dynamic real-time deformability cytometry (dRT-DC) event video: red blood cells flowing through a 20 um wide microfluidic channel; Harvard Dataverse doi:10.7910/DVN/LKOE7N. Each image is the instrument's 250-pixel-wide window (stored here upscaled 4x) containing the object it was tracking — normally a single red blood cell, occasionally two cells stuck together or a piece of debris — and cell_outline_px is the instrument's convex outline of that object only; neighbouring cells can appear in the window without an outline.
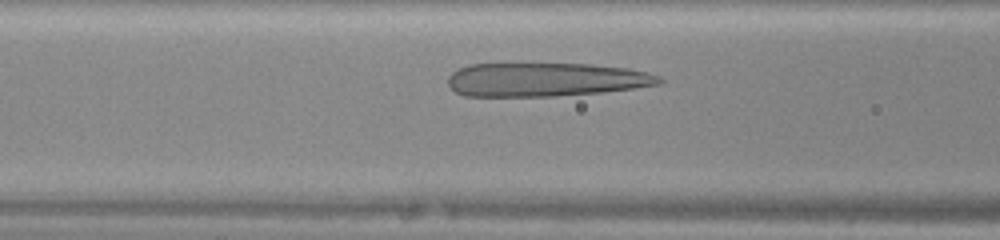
{"species": "human", "species_latin": "Homo sapiens", "temperature_condition": "warm", "stored_images_in_passage": 25, "camera_frame_rate_fps": 3000, "um_per_image_px": 0.085, "donor": {"sex": "female"}, "frame": {"image": 1, "passage_image": 7, "time_ms": 2.0, "image_size_px": [1000, 240], "cell_outline_px": [[664, 84], [604, 92], [552, 96], [464, 96], [456, 92], [448, 84], [448, 76], [452, 72], [468, 64], [592, 64], [628, 68], [648, 72], [660, 76], [664, 80]], "centroid_in_image_um": [46.43, 6.76], "position_along_channel_um": 120.2, "area_um2": 41.73}}
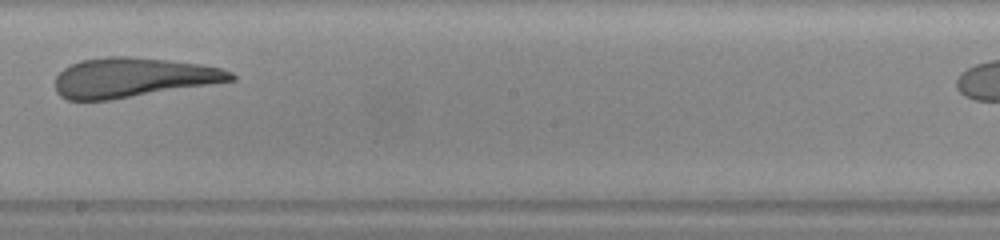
{"frame": {"image": 2, "passage_image": 15, "time_ms": 4.667, "image_size_px": [1000, 240], "cell_outline_px": [[236, 80], [112, 100], [68, 100], [60, 96], [56, 92], [56, 76], [64, 68], [80, 60], [104, 56], [128, 56], [168, 60], [200, 64], [220, 68], [232, 72], [236, 76]], "centroid_in_image_um": [11.28, 6.59], "position_along_channel_um": 236.9, "area_um2": 40.63}}
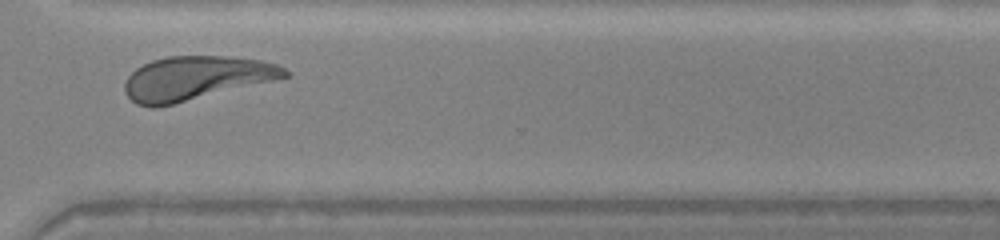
{"frame": {"image": 3, "passage_image": 23, "time_ms": 7.333, "image_size_px": [1000, 240], "cell_outline_px": [[288, 76], [272, 80], [156, 108], [148, 108], [136, 104], [124, 92], [124, 84], [128, 76], [136, 68], [152, 60], [168, 56], [224, 56], [260, 60], [276, 64], [284, 68], [288, 72]], "centroid_in_image_um": [16.57, 6.64], "position_along_channel_um": 354.0, "area_um2": 40.4}}